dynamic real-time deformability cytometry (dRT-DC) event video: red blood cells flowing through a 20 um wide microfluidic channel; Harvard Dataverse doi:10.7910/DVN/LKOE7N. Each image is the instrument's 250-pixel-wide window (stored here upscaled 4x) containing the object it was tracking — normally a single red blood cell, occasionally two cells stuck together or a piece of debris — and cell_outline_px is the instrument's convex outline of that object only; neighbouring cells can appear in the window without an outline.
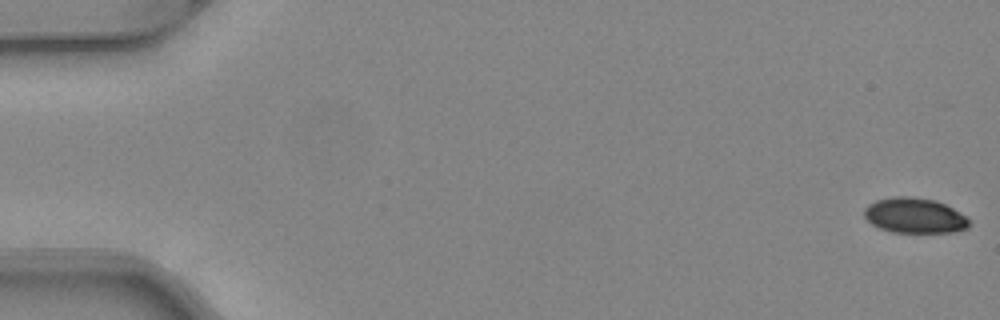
{"species": "common noctule bat (a hibernating species)", "species_latin": "Nyctalus noctula", "temperature_condition": "warm", "stored_images_in_passage": 35, "camera_frame_rate_fps": 3000, "um_per_image_px": 0.085, "animal": {"sex": "female", "body_mass_g": 24.6, "forearm_length_mm": 56.2}, "frame": {"image": 1, "passage_image": 1, "time_ms": 0.0, "image_size_px": [1000, 320], "cell_outline_px": [[968, 228], [952, 232], [892, 232], [880, 228], [872, 224], [864, 216], [864, 208], [868, 204], [876, 200], [896, 196], [912, 196], [936, 200], [952, 208], [964, 216], [968, 220]], "centroid_in_image_um": [77.7, 18.31], "position_along_channel_um": 7.3, "area_um2": 21.39}}
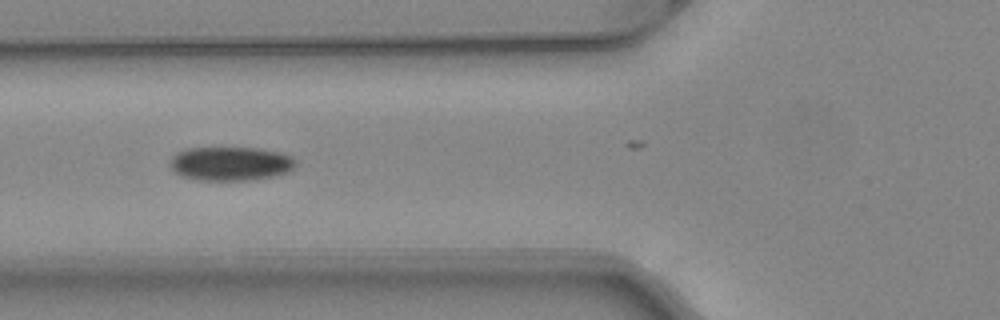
{"frame": {"image": 2, "passage_image": 20, "time_ms": 6.333, "image_size_px": [1000, 320], "cell_outline_px": [[296, 164], [288, 172], [272, 176], [248, 180], [196, 180], [180, 176], [172, 168], [172, 156], [176, 152], [188, 148], [260, 148], [284, 152], [292, 156], [296, 160]], "centroid_in_image_um": [19.63, 13.9], "position_along_channel_um": 106.2, "area_um2": 24.91}}
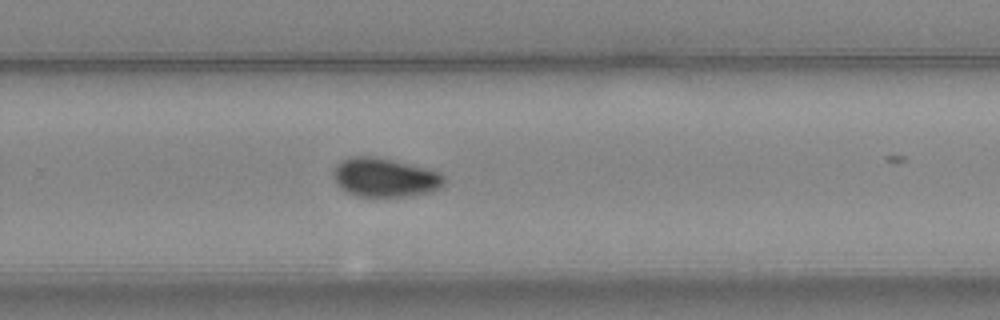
{"frame": {"image": 3, "passage_image": 34, "time_ms": 11.0, "image_size_px": [1000, 320], "cell_outline_px": [[444, 184], [440, 188], [432, 192], [404, 196], [356, 196], [340, 188], [336, 184], [332, 176], [332, 168], [340, 160], [348, 156], [376, 156], [440, 172], [444, 176]], "centroid_in_image_um": [32.65, 15.07], "position_along_channel_um": 297.2, "area_um2": 25.32}}